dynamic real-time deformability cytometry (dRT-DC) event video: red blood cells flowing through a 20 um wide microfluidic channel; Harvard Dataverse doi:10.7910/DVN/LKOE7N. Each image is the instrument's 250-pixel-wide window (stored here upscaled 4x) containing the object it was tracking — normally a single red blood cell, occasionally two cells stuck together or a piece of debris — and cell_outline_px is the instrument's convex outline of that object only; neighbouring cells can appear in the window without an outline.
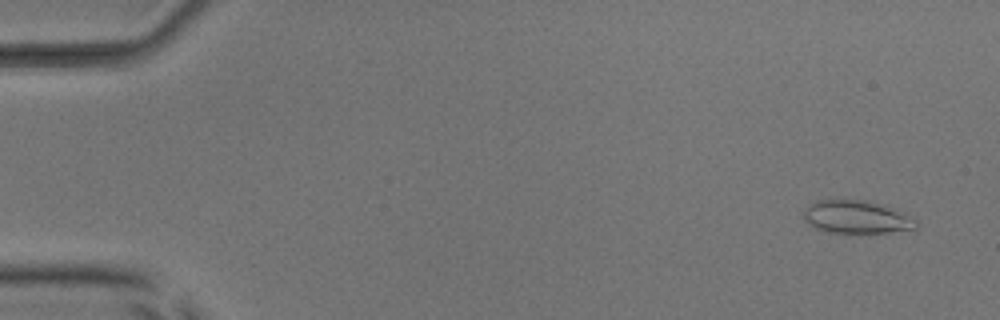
{"species": "common noctule bat (a hibernating species)", "species_latin": "Nyctalus noctula", "temperature_condition": "room temperature", "stored_images_in_passage": 42, "camera_frame_rate_fps": 3000, "um_per_image_px": 0.085, "animal": {"sex": "male", "body_mass_g": 17.9, "forearm_length_mm": 54.2}, "frame": {"image": 1, "passage_image": 3, "time_ms": 0.667, "image_size_px": [1000, 320], "cell_outline_px": [[916, 228], [888, 232], [856, 236], [828, 232], [816, 228], [804, 220], [804, 212], [808, 204], [816, 200], [872, 200], [896, 208], [904, 212], [916, 220]], "centroid_in_image_um": [72.82, 18.47], "position_along_channel_um": 12.2, "area_um2": 22.48}}
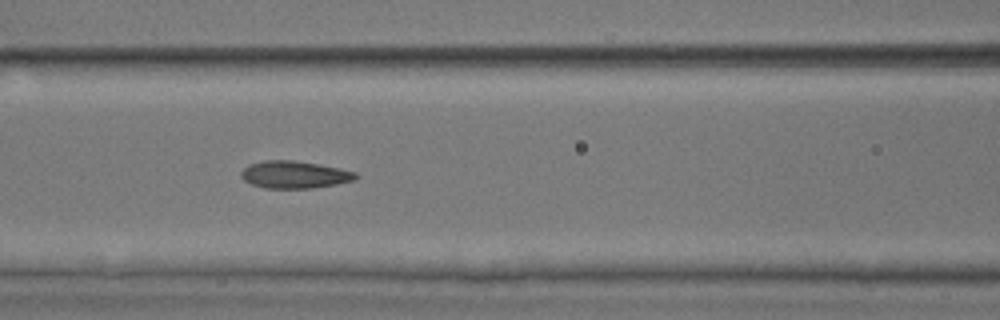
{"frame": {"image": 2, "passage_image": 23, "time_ms": 7.333, "image_size_px": [1000, 320], "cell_outline_px": [[360, 176], [356, 180], [336, 184], [312, 188], [264, 188], [252, 184], [244, 180], [240, 176], [240, 172], [248, 164], [264, 160], [292, 160], [340, 168], [356, 172]], "centroid_in_image_um": [25.03, 14.84], "position_along_channel_um": 141.6, "area_um2": 18.32}}
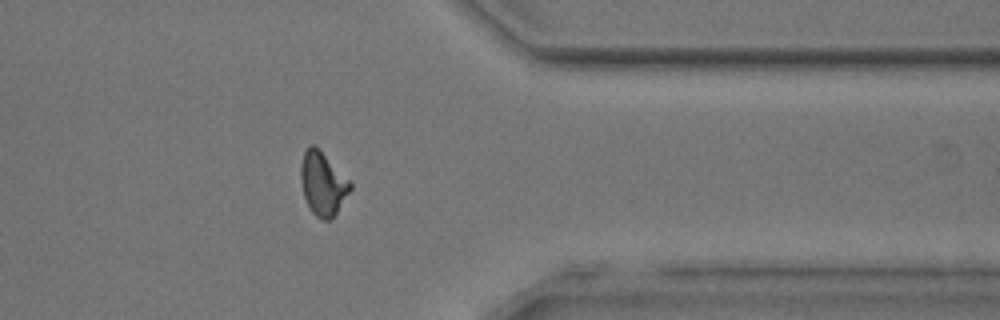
{"frame": {"image": 3, "passage_image": 42, "time_ms": 13.667, "image_size_px": [1000, 320], "cell_outline_px": [[352, 188], [332, 220], [324, 220], [316, 216], [308, 208], [304, 196], [300, 180], [300, 164], [304, 152], [312, 144], [316, 144], [352, 180]], "centroid_in_image_um": [27.46, 15.58], "position_along_channel_um": 383.9, "area_um2": 18.9}, "authors_computed_cell_mechanics": {"area_um2": 18.5827, "velocity_mm_per_s": 3.9875, "shape_relaxation_time_tau1_ms": null, "shape_relaxation_time_tau2_ms": 1.6985, "deformation_change_tau1": null, "deformation_change_tau2": 0.0979}}